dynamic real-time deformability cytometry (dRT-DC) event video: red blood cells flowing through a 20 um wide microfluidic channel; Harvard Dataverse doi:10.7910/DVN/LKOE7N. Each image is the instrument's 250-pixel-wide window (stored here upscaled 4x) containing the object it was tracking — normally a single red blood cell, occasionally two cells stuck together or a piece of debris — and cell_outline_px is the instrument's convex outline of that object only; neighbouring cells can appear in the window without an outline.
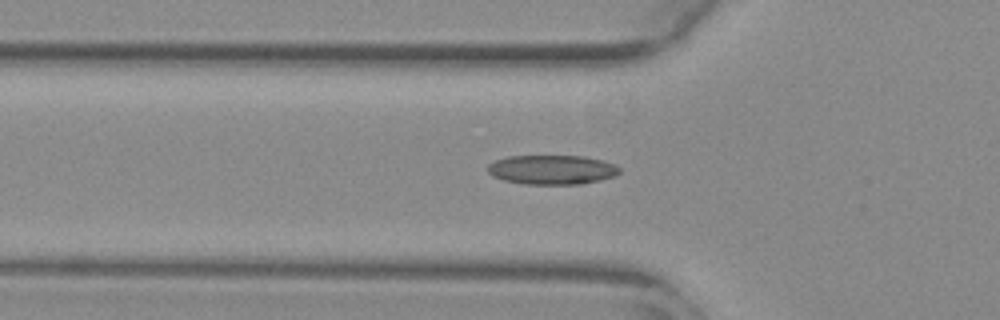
{"species": "common noctule bat (a hibernating species)", "species_latin": "Nyctalus noctula", "temperature_condition": "warm", "stored_images_in_passage": 47, "camera_frame_rate_fps": 3000, "um_per_image_px": 0.085, "animal": {"sex": "female", "body_mass_g": 29.2, "forearm_length_mm": 56.3}, "frame": {"image": 1, "passage_image": 18, "time_ms": 5.667, "image_size_px": [1000, 320], "cell_outline_px": [[620, 172], [616, 176], [600, 180], [580, 184], [524, 184], [504, 180], [492, 176], [488, 172], [488, 164], [496, 160], [508, 156], [584, 156], [616, 164], [620, 168]], "centroid_in_image_um": [46.93, 14.42], "position_along_channel_um": 78.9, "area_um2": 22.6}}
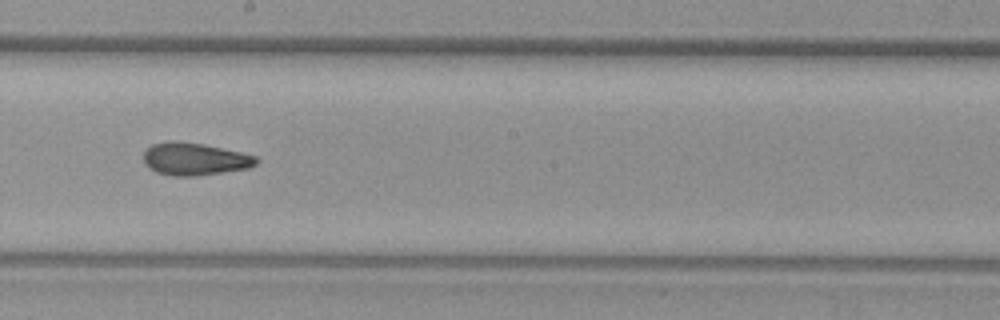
{"frame": {"image": 2, "passage_image": 30, "time_ms": 9.667, "image_size_px": [1000, 320], "cell_outline_px": [[260, 160], [256, 164], [248, 168], [196, 176], [172, 176], [156, 172], [148, 168], [144, 164], [144, 152], [152, 144], [172, 140], [204, 144], [240, 152], [256, 156]], "centroid_in_image_um": [16.53, 13.52], "position_along_channel_um": 231.7, "area_um2": 21.39}}
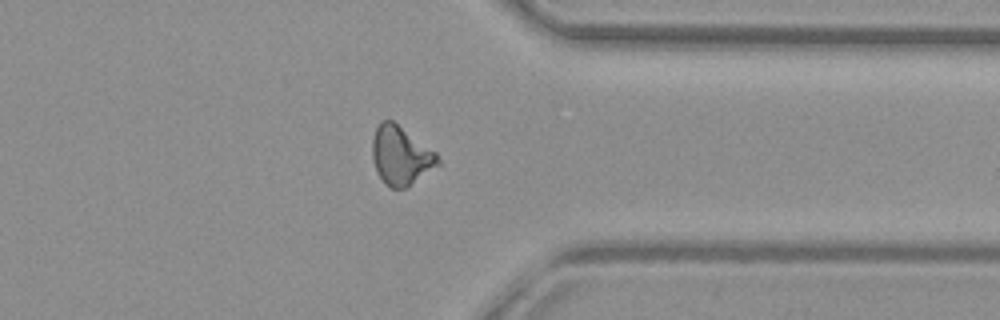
{"frame": {"image": 3, "passage_image": 42, "time_ms": 13.667, "image_size_px": [1000, 320], "cell_outline_px": [[440, 164], [404, 188], [392, 188], [384, 184], [376, 172], [372, 160], [372, 140], [376, 128], [380, 120], [392, 120], [436, 152], [440, 160]], "centroid_in_image_um": [34.03, 13.22], "position_along_channel_um": 377.4, "area_um2": 22.31}}